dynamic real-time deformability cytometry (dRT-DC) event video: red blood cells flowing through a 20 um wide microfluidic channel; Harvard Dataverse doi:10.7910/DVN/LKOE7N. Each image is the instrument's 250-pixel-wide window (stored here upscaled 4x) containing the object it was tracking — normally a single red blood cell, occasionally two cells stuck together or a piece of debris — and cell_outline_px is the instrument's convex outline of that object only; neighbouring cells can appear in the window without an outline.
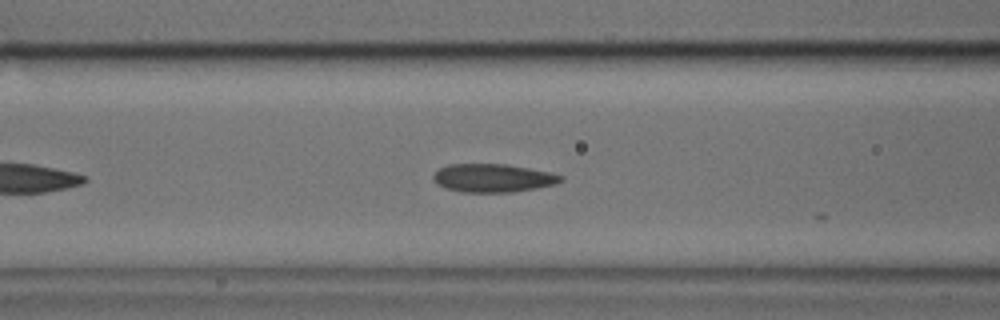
{"species": "common noctule bat (a hibernating species)", "species_latin": "Nyctalus noctula", "temperature_condition": "cold", "stored_images_in_passage": 7, "camera_frame_rate_fps": 3000, "um_per_image_px": 0.085, "animal": {"sex": "male", "body_mass_g": 17.9, "forearm_length_mm": 54.2}, "frame": {"image": 1, "passage_image": 6, "time_ms": 1.667, "image_size_px": [1000, 320], "cell_outline_px": [[564, 180], [556, 184], [536, 188], [512, 192], [460, 192], [444, 188], [436, 184], [432, 176], [440, 168], [448, 164], [504, 164], [528, 168], [548, 172], [564, 176]], "centroid_in_image_um": [41.88, 15.14], "position_along_channel_um": 124.7, "area_um2": 21.04}}